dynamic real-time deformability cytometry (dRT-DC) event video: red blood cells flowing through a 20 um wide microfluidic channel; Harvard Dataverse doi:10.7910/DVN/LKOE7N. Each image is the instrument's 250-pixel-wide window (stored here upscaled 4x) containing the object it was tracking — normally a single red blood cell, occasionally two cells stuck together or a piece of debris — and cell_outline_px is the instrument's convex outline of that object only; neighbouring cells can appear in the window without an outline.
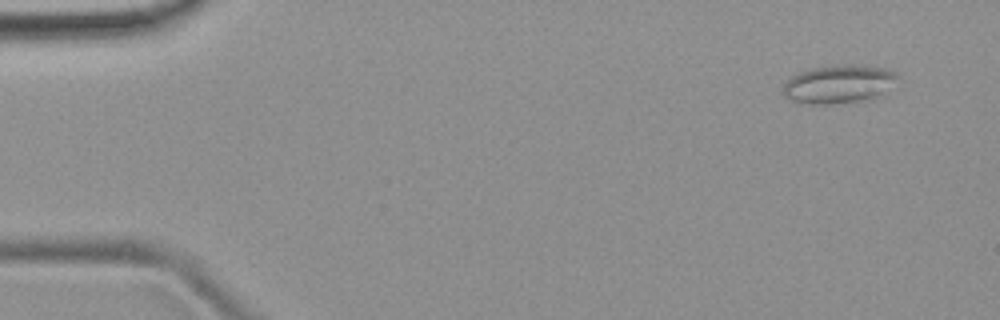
{"species": "common noctule bat (a hibernating species)", "species_latin": "Nyctalus noctula", "temperature_condition": "room temperature", "stored_images_in_passage": 7, "camera_frame_rate_fps": 3000, "um_per_image_px": 0.085, "animal": {"sex": "female", "body_mass_g": 19.9}, "frame": {"image": 1, "passage_image": 1, "time_ms": 0.0, "image_size_px": [1000, 320], "cell_outline_px": [[900, 76], [876, 100], [832, 104], [808, 104], [792, 100], [784, 96], [784, 84], [792, 76], [800, 72], [812, 68], [836, 64], [856, 64], [888, 68], [896, 72]], "centroid_in_image_um": [71.36, 7.15], "position_along_channel_um": 13.6, "area_um2": 26.07}}
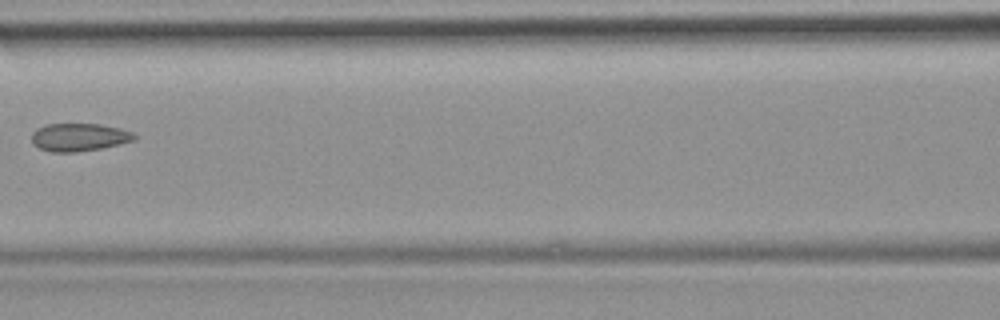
{"frame": {"image": 2, "passage_image": 6, "time_ms": 6.333, "image_size_px": [1000, 320], "cell_outline_px": [[136, 140], [100, 148], [76, 152], [52, 152], [40, 148], [32, 144], [32, 132], [36, 128], [48, 124], [100, 124], [120, 128], [132, 132], [136, 136]], "centroid_in_image_um": [6.71, 11.66], "position_along_channel_um": 159.9, "area_um2": 16.65}}
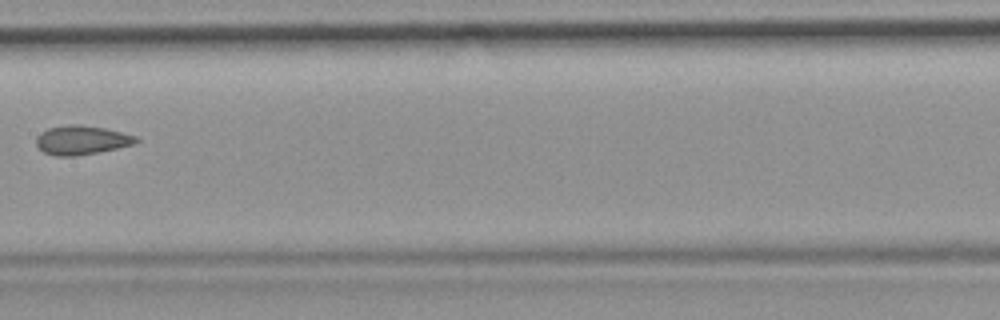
{"frame": {"image": 3, "passage_image": 7, "time_ms": 7.333, "image_size_px": [1000, 320], "cell_outline_px": [[140, 140], [136, 144], [76, 156], [56, 156], [44, 152], [36, 144], [36, 136], [40, 132], [48, 128], [72, 124], [80, 124], [104, 128], [136, 136]], "centroid_in_image_um": [6.93, 11.9], "position_along_channel_um": 200.5, "area_um2": 16.82}}